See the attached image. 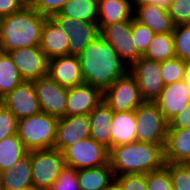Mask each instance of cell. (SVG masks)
Masks as SVG:
<instances>
[{
  "instance_id": "cell-37",
  "label": "cell",
  "mask_w": 190,
  "mask_h": 190,
  "mask_svg": "<svg viewBox=\"0 0 190 190\" xmlns=\"http://www.w3.org/2000/svg\"><path fill=\"white\" fill-rule=\"evenodd\" d=\"M168 13L175 25L190 24V0H172Z\"/></svg>"
},
{
  "instance_id": "cell-34",
  "label": "cell",
  "mask_w": 190,
  "mask_h": 190,
  "mask_svg": "<svg viewBox=\"0 0 190 190\" xmlns=\"http://www.w3.org/2000/svg\"><path fill=\"white\" fill-rule=\"evenodd\" d=\"M131 33L135 47L143 55L152 41L155 32L133 18L131 19Z\"/></svg>"
},
{
  "instance_id": "cell-22",
  "label": "cell",
  "mask_w": 190,
  "mask_h": 190,
  "mask_svg": "<svg viewBox=\"0 0 190 190\" xmlns=\"http://www.w3.org/2000/svg\"><path fill=\"white\" fill-rule=\"evenodd\" d=\"M132 0H98L99 31L106 25L133 19Z\"/></svg>"
},
{
  "instance_id": "cell-29",
  "label": "cell",
  "mask_w": 190,
  "mask_h": 190,
  "mask_svg": "<svg viewBox=\"0 0 190 190\" xmlns=\"http://www.w3.org/2000/svg\"><path fill=\"white\" fill-rule=\"evenodd\" d=\"M142 57L159 62L175 58L173 34H155Z\"/></svg>"
},
{
  "instance_id": "cell-32",
  "label": "cell",
  "mask_w": 190,
  "mask_h": 190,
  "mask_svg": "<svg viewBox=\"0 0 190 190\" xmlns=\"http://www.w3.org/2000/svg\"><path fill=\"white\" fill-rule=\"evenodd\" d=\"M170 173L173 190H190V164L165 163Z\"/></svg>"
},
{
  "instance_id": "cell-5",
  "label": "cell",
  "mask_w": 190,
  "mask_h": 190,
  "mask_svg": "<svg viewBox=\"0 0 190 190\" xmlns=\"http://www.w3.org/2000/svg\"><path fill=\"white\" fill-rule=\"evenodd\" d=\"M136 141L165 145L169 122L155 102L144 101L135 110Z\"/></svg>"
},
{
  "instance_id": "cell-3",
  "label": "cell",
  "mask_w": 190,
  "mask_h": 190,
  "mask_svg": "<svg viewBox=\"0 0 190 190\" xmlns=\"http://www.w3.org/2000/svg\"><path fill=\"white\" fill-rule=\"evenodd\" d=\"M165 145L132 142L109 150V165L114 176L148 174L165 165Z\"/></svg>"
},
{
  "instance_id": "cell-21",
  "label": "cell",
  "mask_w": 190,
  "mask_h": 190,
  "mask_svg": "<svg viewBox=\"0 0 190 190\" xmlns=\"http://www.w3.org/2000/svg\"><path fill=\"white\" fill-rule=\"evenodd\" d=\"M164 160L165 163L190 164V128L168 129Z\"/></svg>"
},
{
  "instance_id": "cell-8",
  "label": "cell",
  "mask_w": 190,
  "mask_h": 190,
  "mask_svg": "<svg viewBox=\"0 0 190 190\" xmlns=\"http://www.w3.org/2000/svg\"><path fill=\"white\" fill-rule=\"evenodd\" d=\"M103 100L113 112L132 111L144 102L137 81L129 72L103 92Z\"/></svg>"
},
{
  "instance_id": "cell-30",
  "label": "cell",
  "mask_w": 190,
  "mask_h": 190,
  "mask_svg": "<svg viewBox=\"0 0 190 190\" xmlns=\"http://www.w3.org/2000/svg\"><path fill=\"white\" fill-rule=\"evenodd\" d=\"M24 79L8 53H0V100Z\"/></svg>"
},
{
  "instance_id": "cell-20",
  "label": "cell",
  "mask_w": 190,
  "mask_h": 190,
  "mask_svg": "<svg viewBox=\"0 0 190 190\" xmlns=\"http://www.w3.org/2000/svg\"><path fill=\"white\" fill-rule=\"evenodd\" d=\"M133 7V18L149 27L155 34L172 33L174 31L175 23L169 15L168 10H164L152 4Z\"/></svg>"
},
{
  "instance_id": "cell-17",
  "label": "cell",
  "mask_w": 190,
  "mask_h": 190,
  "mask_svg": "<svg viewBox=\"0 0 190 190\" xmlns=\"http://www.w3.org/2000/svg\"><path fill=\"white\" fill-rule=\"evenodd\" d=\"M189 102L190 91L183 80L165 85L155 100L168 122L180 114Z\"/></svg>"
},
{
  "instance_id": "cell-43",
  "label": "cell",
  "mask_w": 190,
  "mask_h": 190,
  "mask_svg": "<svg viewBox=\"0 0 190 190\" xmlns=\"http://www.w3.org/2000/svg\"><path fill=\"white\" fill-rule=\"evenodd\" d=\"M172 0H132L133 6L152 4L156 5L159 8L168 10Z\"/></svg>"
},
{
  "instance_id": "cell-6",
  "label": "cell",
  "mask_w": 190,
  "mask_h": 190,
  "mask_svg": "<svg viewBox=\"0 0 190 190\" xmlns=\"http://www.w3.org/2000/svg\"><path fill=\"white\" fill-rule=\"evenodd\" d=\"M32 185L38 190H48L65 167L61 151L51 148L30 151Z\"/></svg>"
},
{
  "instance_id": "cell-10",
  "label": "cell",
  "mask_w": 190,
  "mask_h": 190,
  "mask_svg": "<svg viewBox=\"0 0 190 190\" xmlns=\"http://www.w3.org/2000/svg\"><path fill=\"white\" fill-rule=\"evenodd\" d=\"M41 111L56 118L66 116L68 88L45 75L33 81Z\"/></svg>"
},
{
  "instance_id": "cell-1",
  "label": "cell",
  "mask_w": 190,
  "mask_h": 190,
  "mask_svg": "<svg viewBox=\"0 0 190 190\" xmlns=\"http://www.w3.org/2000/svg\"><path fill=\"white\" fill-rule=\"evenodd\" d=\"M84 83L104 92L118 78L123 77L129 66L117 51L99 34L78 55Z\"/></svg>"
},
{
  "instance_id": "cell-11",
  "label": "cell",
  "mask_w": 190,
  "mask_h": 190,
  "mask_svg": "<svg viewBox=\"0 0 190 190\" xmlns=\"http://www.w3.org/2000/svg\"><path fill=\"white\" fill-rule=\"evenodd\" d=\"M51 18L67 33L69 55L78 56L99 35L97 23L85 22L56 13Z\"/></svg>"
},
{
  "instance_id": "cell-25",
  "label": "cell",
  "mask_w": 190,
  "mask_h": 190,
  "mask_svg": "<svg viewBox=\"0 0 190 190\" xmlns=\"http://www.w3.org/2000/svg\"><path fill=\"white\" fill-rule=\"evenodd\" d=\"M135 111L114 112L110 127L111 148L136 142Z\"/></svg>"
},
{
  "instance_id": "cell-42",
  "label": "cell",
  "mask_w": 190,
  "mask_h": 190,
  "mask_svg": "<svg viewBox=\"0 0 190 190\" xmlns=\"http://www.w3.org/2000/svg\"><path fill=\"white\" fill-rule=\"evenodd\" d=\"M190 128V102L186 108L169 121L168 129H186Z\"/></svg>"
},
{
  "instance_id": "cell-35",
  "label": "cell",
  "mask_w": 190,
  "mask_h": 190,
  "mask_svg": "<svg viewBox=\"0 0 190 190\" xmlns=\"http://www.w3.org/2000/svg\"><path fill=\"white\" fill-rule=\"evenodd\" d=\"M147 190H173L169 170L163 166L146 174Z\"/></svg>"
},
{
  "instance_id": "cell-16",
  "label": "cell",
  "mask_w": 190,
  "mask_h": 190,
  "mask_svg": "<svg viewBox=\"0 0 190 190\" xmlns=\"http://www.w3.org/2000/svg\"><path fill=\"white\" fill-rule=\"evenodd\" d=\"M47 75L67 88L84 84L79 57L74 55L49 59Z\"/></svg>"
},
{
  "instance_id": "cell-46",
  "label": "cell",
  "mask_w": 190,
  "mask_h": 190,
  "mask_svg": "<svg viewBox=\"0 0 190 190\" xmlns=\"http://www.w3.org/2000/svg\"><path fill=\"white\" fill-rule=\"evenodd\" d=\"M22 190H38V189H36V188H34L33 186H31V187L24 188V189H22Z\"/></svg>"
},
{
  "instance_id": "cell-36",
  "label": "cell",
  "mask_w": 190,
  "mask_h": 190,
  "mask_svg": "<svg viewBox=\"0 0 190 190\" xmlns=\"http://www.w3.org/2000/svg\"><path fill=\"white\" fill-rule=\"evenodd\" d=\"M48 190H81L77 178V170L66 166Z\"/></svg>"
},
{
  "instance_id": "cell-13",
  "label": "cell",
  "mask_w": 190,
  "mask_h": 190,
  "mask_svg": "<svg viewBox=\"0 0 190 190\" xmlns=\"http://www.w3.org/2000/svg\"><path fill=\"white\" fill-rule=\"evenodd\" d=\"M25 81H34L48 73V61L40 46L24 47L8 52Z\"/></svg>"
},
{
  "instance_id": "cell-47",
  "label": "cell",
  "mask_w": 190,
  "mask_h": 190,
  "mask_svg": "<svg viewBox=\"0 0 190 190\" xmlns=\"http://www.w3.org/2000/svg\"><path fill=\"white\" fill-rule=\"evenodd\" d=\"M28 4L32 1V0H25Z\"/></svg>"
},
{
  "instance_id": "cell-2",
  "label": "cell",
  "mask_w": 190,
  "mask_h": 190,
  "mask_svg": "<svg viewBox=\"0 0 190 190\" xmlns=\"http://www.w3.org/2000/svg\"><path fill=\"white\" fill-rule=\"evenodd\" d=\"M46 16L29 4L21 10L1 18L0 49L3 53L24 47L40 46Z\"/></svg>"
},
{
  "instance_id": "cell-45",
  "label": "cell",
  "mask_w": 190,
  "mask_h": 190,
  "mask_svg": "<svg viewBox=\"0 0 190 190\" xmlns=\"http://www.w3.org/2000/svg\"><path fill=\"white\" fill-rule=\"evenodd\" d=\"M104 190H122L119 182L114 178Z\"/></svg>"
},
{
  "instance_id": "cell-44",
  "label": "cell",
  "mask_w": 190,
  "mask_h": 190,
  "mask_svg": "<svg viewBox=\"0 0 190 190\" xmlns=\"http://www.w3.org/2000/svg\"><path fill=\"white\" fill-rule=\"evenodd\" d=\"M184 65H185V72H184L183 81L186 83L190 91V60L184 61Z\"/></svg>"
},
{
  "instance_id": "cell-31",
  "label": "cell",
  "mask_w": 190,
  "mask_h": 190,
  "mask_svg": "<svg viewBox=\"0 0 190 190\" xmlns=\"http://www.w3.org/2000/svg\"><path fill=\"white\" fill-rule=\"evenodd\" d=\"M172 34L175 57L184 61L190 60V24L175 25Z\"/></svg>"
},
{
  "instance_id": "cell-18",
  "label": "cell",
  "mask_w": 190,
  "mask_h": 190,
  "mask_svg": "<svg viewBox=\"0 0 190 190\" xmlns=\"http://www.w3.org/2000/svg\"><path fill=\"white\" fill-rule=\"evenodd\" d=\"M103 101V92L88 84L68 88L66 116L89 114Z\"/></svg>"
},
{
  "instance_id": "cell-27",
  "label": "cell",
  "mask_w": 190,
  "mask_h": 190,
  "mask_svg": "<svg viewBox=\"0 0 190 190\" xmlns=\"http://www.w3.org/2000/svg\"><path fill=\"white\" fill-rule=\"evenodd\" d=\"M59 13L73 19L97 23L98 0H69Z\"/></svg>"
},
{
  "instance_id": "cell-4",
  "label": "cell",
  "mask_w": 190,
  "mask_h": 190,
  "mask_svg": "<svg viewBox=\"0 0 190 190\" xmlns=\"http://www.w3.org/2000/svg\"><path fill=\"white\" fill-rule=\"evenodd\" d=\"M58 118L40 112L18 120V136L27 151L54 148Z\"/></svg>"
},
{
  "instance_id": "cell-40",
  "label": "cell",
  "mask_w": 190,
  "mask_h": 190,
  "mask_svg": "<svg viewBox=\"0 0 190 190\" xmlns=\"http://www.w3.org/2000/svg\"><path fill=\"white\" fill-rule=\"evenodd\" d=\"M122 190H147L146 174H124L115 176Z\"/></svg>"
},
{
  "instance_id": "cell-41",
  "label": "cell",
  "mask_w": 190,
  "mask_h": 190,
  "mask_svg": "<svg viewBox=\"0 0 190 190\" xmlns=\"http://www.w3.org/2000/svg\"><path fill=\"white\" fill-rule=\"evenodd\" d=\"M27 4L25 0H0V18L21 10Z\"/></svg>"
},
{
  "instance_id": "cell-15",
  "label": "cell",
  "mask_w": 190,
  "mask_h": 190,
  "mask_svg": "<svg viewBox=\"0 0 190 190\" xmlns=\"http://www.w3.org/2000/svg\"><path fill=\"white\" fill-rule=\"evenodd\" d=\"M18 120L40 113L41 108L33 86V81H23L0 100Z\"/></svg>"
},
{
  "instance_id": "cell-24",
  "label": "cell",
  "mask_w": 190,
  "mask_h": 190,
  "mask_svg": "<svg viewBox=\"0 0 190 190\" xmlns=\"http://www.w3.org/2000/svg\"><path fill=\"white\" fill-rule=\"evenodd\" d=\"M113 113L110 106L104 100L89 113L90 137L109 150L111 149L110 127Z\"/></svg>"
},
{
  "instance_id": "cell-19",
  "label": "cell",
  "mask_w": 190,
  "mask_h": 190,
  "mask_svg": "<svg viewBox=\"0 0 190 190\" xmlns=\"http://www.w3.org/2000/svg\"><path fill=\"white\" fill-rule=\"evenodd\" d=\"M40 49L48 59L69 55L68 35L51 17L43 25Z\"/></svg>"
},
{
  "instance_id": "cell-9",
  "label": "cell",
  "mask_w": 190,
  "mask_h": 190,
  "mask_svg": "<svg viewBox=\"0 0 190 190\" xmlns=\"http://www.w3.org/2000/svg\"><path fill=\"white\" fill-rule=\"evenodd\" d=\"M128 72L137 81L143 101L155 102L165 86L161 62L140 57L129 66Z\"/></svg>"
},
{
  "instance_id": "cell-12",
  "label": "cell",
  "mask_w": 190,
  "mask_h": 190,
  "mask_svg": "<svg viewBox=\"0 0 190 190\" xmlns=\"http://www.w3.org/2000/svg\"><path fill=\"white\" fill-rule=\"evenodd\" d=\"M99 34L117 51L119 57L128 66L142 57L132 39L131 20L106 25Z\"/></svg>"
},
{
  "instance_id": "cell-14",
  "label": "cell",
  "mask_w": 190,
  "mask_h": 190,
  "mask_svg": "<svg viewBox=\"0 0 190 190\" xmlns=\"http://www.w3.org/2000/svg\"><path fill=\"white\" fill-rule=\"evenodd\" d=\"M89 137V114L65 116L58 119L54 148L62 152L66 147Z\"/></svg>"
},
{
  "instance_id": "cell-23",
  "label": "cell",
  "mask_w": 190,
  "mask_h": 190,
  "mask_svg": "<svg viewBox=\"0 0 190 190\" xmlns=\"http://www.w3.org/2000/svg\"><path fill=\"white\" fill-rule=\"evenodd\" d=\"M1 190H22L32 185L30 151L10 169L0 173Z\"/></svg>"
},
{
  "instance_id": "cell-7",
  "label": "cell",
  "mask_w": 190,
  "mask_h": 190,
  "mask_svg": "<svg viewBox=\"0 0 190 190\" xmlns=\"http://www.w3.org/2000/svg\"><path fill=\"white\" fill-rule=\"evenodd\" d=\"M66 166L76 170L109 165V149L89 137L62 151Z\"/></svg>"
},
{
  "instance_id": "cell-28",
  "label": "cell",
  "mask_w": 190,
  "mask_h": 190,
  "mask_svg": "<svg viewBox=\"0 0 190 190\" xmlns=\"http://www.w3.org/2000/svg\"><path fill=\"white\" fill-rule=\"evenodd\" d=\"M27 152L18 134H13L1 140L0 173L10 169Z\"/></svg>"
},
{
  "instance_id": "cell-38",
  "label": "cell",
  "mask_w": 190,
  "mask_h": 190,
  "mask_svg": "<svg viewBox=\"0 0 190 190\" xmlns=\"http://www.w3.org/2000/svg\"><path fill=\"white\" fill-rule=\"evenodd\" d=\"M18 119L0 103V141L5 137L17 134Z\"/></svg>"
},
{
  "instance_id": "cell-33",
  "label": "cell",
  "mask_w": 190,
  "mask_h": 190,
  "mask_svg": "<svg viewBox=\"0 0 190 190\" xmlns=\"http://www.w3.org/2000/svg\"><path fill=\"white\" fill-rule=\"evenodd\" d=\"M185 72L184 60L172 58L161 62V76L164 85L183 80Z\"/></svg>"
},
{
  "instance_id": "cell-26",
  "label": "cell",
  "mask_w": 190,
  "mask_h": 190,
  "mask_svg": "<svg viewBox=\"0 0 190 190\" xmlns=\"http://www.w3.org/2000/svg\"><path fill=\"white\" fill-rule=\"evenodd\" d=\"M81 190H104L115 178L110 165L77 170Z\"/></svg>"
},
{
  "instance_id": "cell-39",
  "label": "cell",
  "mask_w": 190,
  "mask_h": 190,
  "mask_svg": "<svg viewBox=\"0 0 190 190\" xmlns=\"http://www.w3.org/2000/svg\"><path fill=\"white\" fill-rule=\"evenodd\" d=\"M69 0H32L29 5L46 17L59 13Z\"/></svg>"
}]
</instances>
